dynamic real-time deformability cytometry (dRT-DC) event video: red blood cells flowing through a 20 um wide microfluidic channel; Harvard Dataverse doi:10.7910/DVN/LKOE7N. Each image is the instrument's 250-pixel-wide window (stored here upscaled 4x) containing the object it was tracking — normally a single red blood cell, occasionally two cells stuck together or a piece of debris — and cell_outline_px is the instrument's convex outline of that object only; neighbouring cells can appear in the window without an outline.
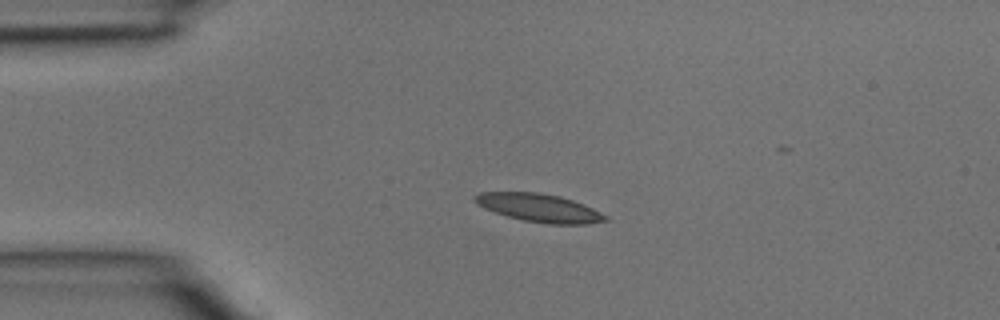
{"species": "common noctule bat (a hibernating species)", "species_latin": "Nyctalus noctula", "temperature_condition": "room temperature", "stored_images_in_passage": 3, "camera_frame_rate_fps": 3000, "um_per_image_px": 0.085, "animal": {"sex": "male", "body_mass_g": 15.6}, "frame": {"image": 1, "passage_image": 2, "time_ms": 0.333, "image_size_px": [1000, 320], "cell_outline_px": [[608, 220], [584, 224], [548, 224], [524, 220], [508, 216], [484, 208], [476, 204], [472, 200], [472, 196], [480, 192], [540, 192], [560, 196], [584, 204], [608, 216]], "centroid_in_image_um": [45.8, 17.65], "position_along_channel_um": 39.2, "area_um2": 21.39}}
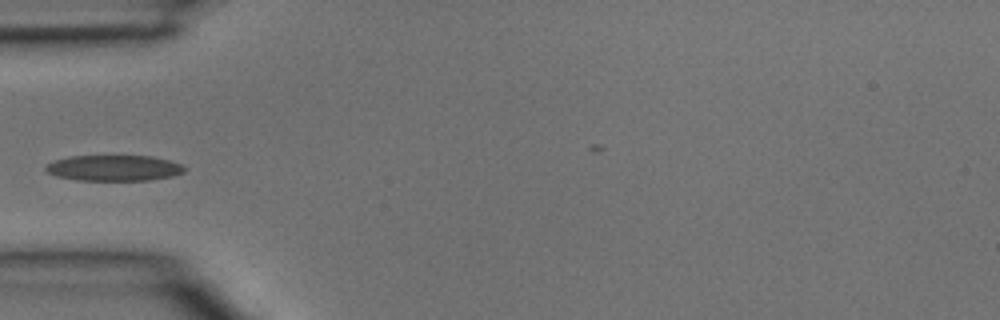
{"frame": {"image": 2, "passage_image": 3, "time_ms": 0.667, "image_size_px": [1000, 320], "cell_outline_px": [[184, 172], [172, 176], [148, 180], [76, 180], [56, 176], [48, 172], [44, 168], [52, 160], [68, 156], [152, 156], [184, 164]], "centroid_in_image_um": [9.67, 14.27], "position_along_channel_um": 75.3, "area_um2": 20.87}}